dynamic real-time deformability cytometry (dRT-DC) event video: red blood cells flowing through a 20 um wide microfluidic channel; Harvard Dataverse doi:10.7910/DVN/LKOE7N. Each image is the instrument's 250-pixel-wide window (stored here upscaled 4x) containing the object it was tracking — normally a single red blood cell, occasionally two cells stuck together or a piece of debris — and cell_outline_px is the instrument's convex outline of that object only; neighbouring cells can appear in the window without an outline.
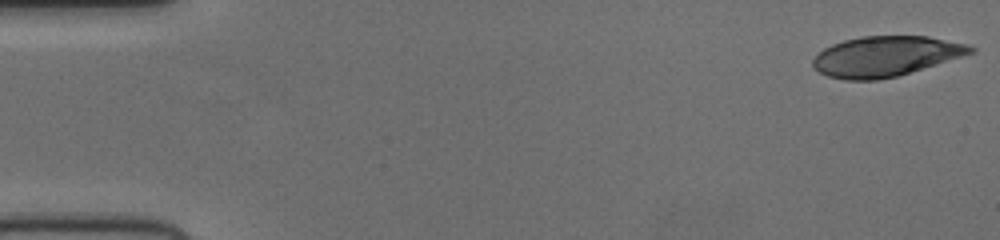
{"species": "human", "species_latin": "Homo sapiens", "temperature_condition": "cold", "stored_images_in_passage": 52, "camera_frame_rate_fps": 3000, "um_per_image_px": 0.085, "donor": {"sex": "female"}, "frame": {"image": 1, "passage_image": 1, "time_ms": 0.0, "image_size_px": [1000, 240], "cell_outline_px": [[976, 52], [896, 76], [876, 80], [844, 80], [828, 76], [820, 72], [812, 64], [812, 60], [824, 48], [832, 44], [844, 40], [860, 36], [928, 36], [964, 44], [976, 48]], "centroid_in_image_um": [75.26, 4.78], "position_along_channel_um": 9.7, "area_um2": 36.53}}
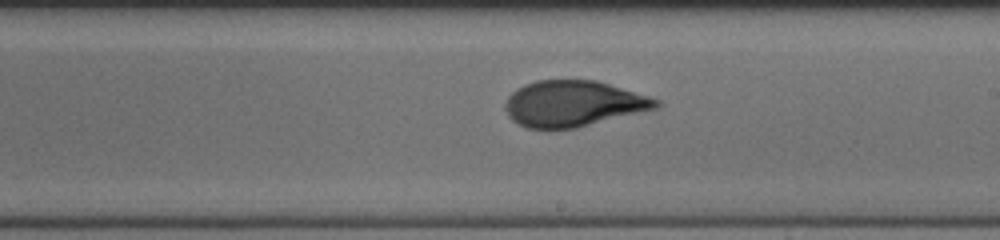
{"frame": {"image": 2, "passage_image": 30, "time_ms": 9.667, "image_size_px": [1000, 240], "cell_outline_px": [[660, 104], [656, 108], [576, 128], [528, 128], [512, 120], [508, 116], [504, 108], [504, 104], [508, 96], [516, 88], [524, 84], [536, 80], [596, 80], [648, 96], [660, 100]], "centroid_in_image_um": [48.68, 8.8], "position_along_channel_um": 240.3, "area_um2": 40.11}}
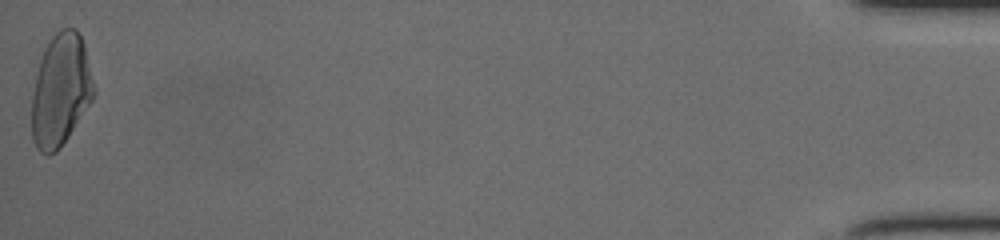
{"frame": {"image": 3, "passage_image": 52, "time_ms": 17.0, "image_size_px": [1000, 240], "cell_outline_px": [[96, 92], [92, 100], [68, 136], [56, 152], [48, 156], [40, 152], [36, 148], [32, 140], [32, 96], [36, 76], [40, 60], [44, 48], [52, 36], [60, 28], [76, 28], [84, 44], [96, 88]], "centroid_in_image_um": [5.16, 7.66], "position_along_channel_um": 430.0, "area_um2": 40.69}}